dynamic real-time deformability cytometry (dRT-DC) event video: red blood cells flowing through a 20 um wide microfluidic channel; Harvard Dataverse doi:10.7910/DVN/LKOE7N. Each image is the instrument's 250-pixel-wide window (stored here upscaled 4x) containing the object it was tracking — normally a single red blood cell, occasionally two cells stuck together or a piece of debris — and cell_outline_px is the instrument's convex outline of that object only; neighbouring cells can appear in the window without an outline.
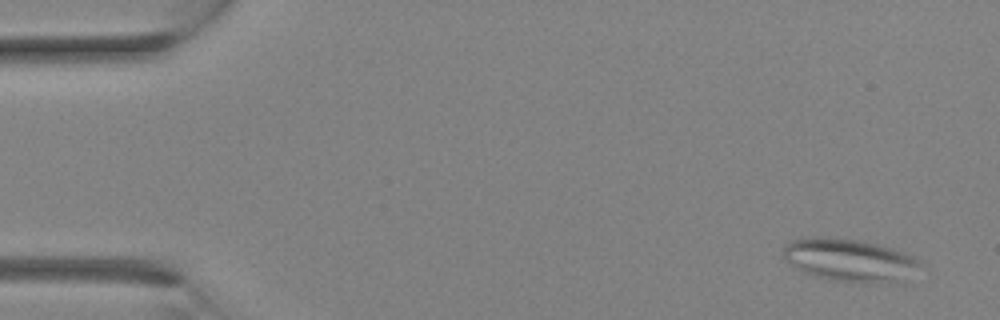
{"species": "Egyptian fruit bat (a non-hibernating species)", "species_latin": "Rousettus aegyptiacus", "temperature_condition": "room temperature", "stored_images_in_passage": 2, "camera_frame_rate_fps": 3000, "um_per_image_px": 0.085, "animal": {"sex": "female"}, "frame": {"image": 1, "passage_image": 2, "time_ms": 1.333, "image_size_px": [1000, 320], "cell_outline_px": [[920, 264], [904, 280], [892, 284], [864, 284], [828, 280], [812, 276], [796, 268], [784, 260], [784, 244], [792, 240], [812, 236], [824, 236], [860, 240], [892, 248], [904, 252], [920, 260]], "centroid_in_image_um": [72.19, 22.13], "position_along_channel_um": 12.8, "area_um2": 34.74}}